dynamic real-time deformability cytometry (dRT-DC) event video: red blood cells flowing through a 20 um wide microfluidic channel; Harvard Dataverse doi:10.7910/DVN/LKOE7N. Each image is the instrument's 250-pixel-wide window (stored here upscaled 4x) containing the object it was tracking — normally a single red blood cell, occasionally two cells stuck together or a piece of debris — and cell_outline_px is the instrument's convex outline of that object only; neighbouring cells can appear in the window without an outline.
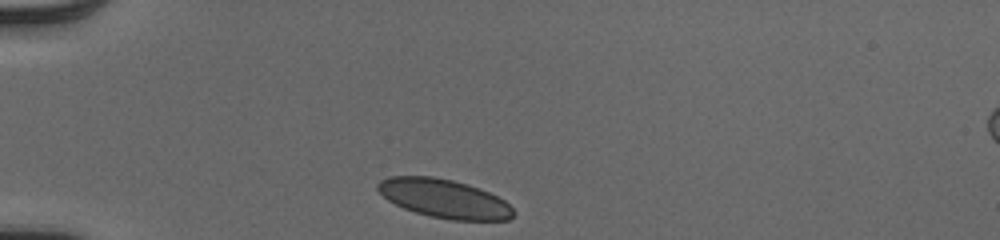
{"species": "human", "species_latin": "Homo sapiens", "temperature_condition": "cold", "stored_images_in_passage": 32, "camera_frame_rate_fps": 3000, "um_per_image_px": 0.085, "donor": {"sex": "male"}, "frame": {"image": 1, "passage_image": 1, "time_ms": 0.0, "image_size_px": [1000, 240], "cell_outline_px": [[512, 216], [508, 220], [452, 220], [432, 216], [416, 212], [404, 208], [388, 200], [376, 188], [376, 184], [380, 180], [388, 176], [432, 176], [452, 180], [468, 184], [488, 192], [504, 200], [512, 208]], "centroid_in_image_um": [37.72, 16.86], "position_along_channel_um": 47.3, "area_um2": 30.29}}
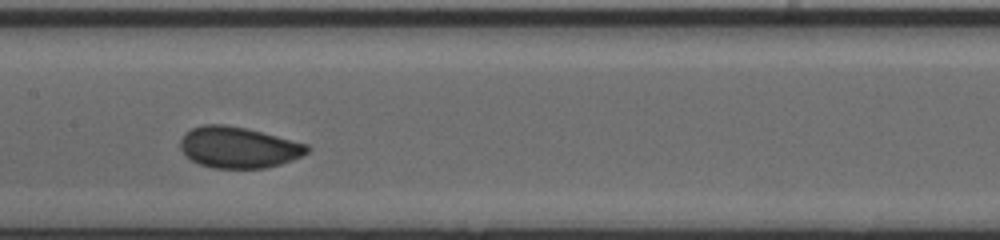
{"frame": {"image": 2, "passage_image": 14, "time_ms": 4.333, "image_size_px": [1000, 240], "cell_outline_px": [[312, 148], [308, 152], [292, 160], [280, 164], [264, 168], [212, 168], [200, 164], [184, 156], [180, 148], [180, 140], [184, 132], [192, 128], [204, 124], [224, 124], [244, 128], [308, 144]], "centroid_in_image_um": [20.23, 12.53], "position_along_channel_um": 187.2, "area_um2": 30.4}}
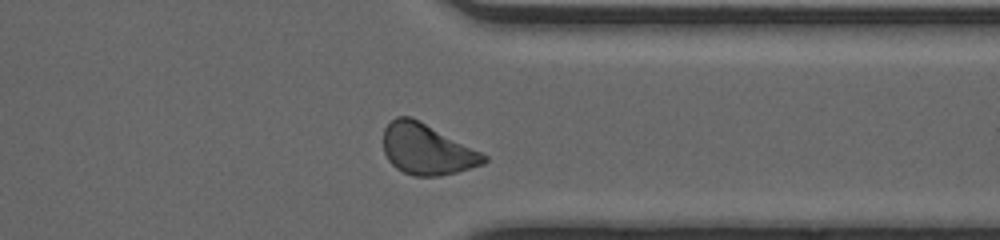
{"frame": {"image": 3, "passage_image": 28, "time_ms": 9.0, "image_size_px": [1000, 240], "cell_outline_px": [[488, 160], [484, 164], [456, 172], [440, 176], [416, 176], [404, 172], [396, 168], [388, 160], [384, 152], [384, 128], [396, 116], [408, 116], [488, 156]], "centroid_in_image_um": [36.26, 12.72], "position_along_channel_um": 375.1, "area_um2": 28.96}, "authors_computed_cell_mechanics": {"area_um2": 29.9693, "velocity_mm_per_s": 4.0227, "shape_relaxation_time_tau1_ms": 4.5218, "shape_relaxation_time_tau2_ms": null, "deformation_change_tau1": 0.1136, "deformation_change_tau2": null}}